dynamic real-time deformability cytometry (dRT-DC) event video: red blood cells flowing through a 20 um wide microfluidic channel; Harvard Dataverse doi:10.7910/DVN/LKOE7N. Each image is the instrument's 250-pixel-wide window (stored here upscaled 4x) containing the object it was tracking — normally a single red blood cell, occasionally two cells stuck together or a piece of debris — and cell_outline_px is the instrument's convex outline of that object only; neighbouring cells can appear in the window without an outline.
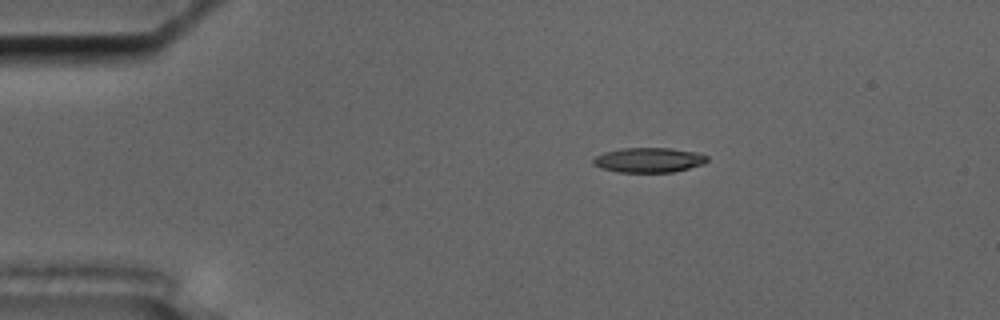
{"species": "common noctule bat (a hibernating species)", "species_latin": "Nyctalus noctula", "temperature_condition": "cold", "stored_images_in_passage": 57, "camera_frame_rate_fps": 3000, "um_per_image_px": 0.085, "animal": {"sex": "male", "body_mass_g": 17.5, "forearm_length_mm": 52.3}, "frame": {"image": 1, "passage_image": 11, "time_ms": 3.333, "image_size_px": [1000, 320], "cell_outline_px": [[708, 160], [704, 164], [672, 172], [620, 172], [600, 168], [592, 164], [592, 160], [596, 156], [604, 152], [620, 148], [672, 148], [696, 152], [708, 156]], "centroid_in_image_um": [55.14, 13.6], "position_along_channel_um": 29.9, "area_um2": 16.53}}
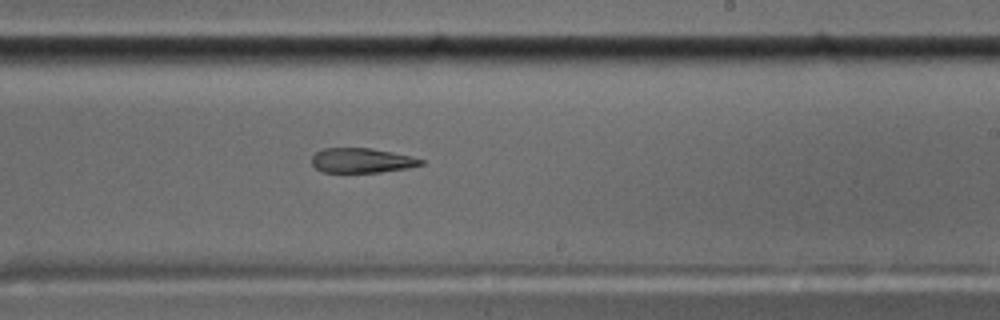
{"frame": {"image": 2, "passage_image": 35, "time_ms": 11.333, "image_size_px": [1000, 320], "cell_outline_px": [[424, 164], [408, 168], [380, 172], [324, 172], [316, 168], [312, 164], [312, 156], [316, 152], [324, 148], [372, 148], [392, 152], [424, 160]], "centroid_in_image_um": [30.74, 13.64], "position_along_channel_um": 258.3, "area_um2": 15.61}}
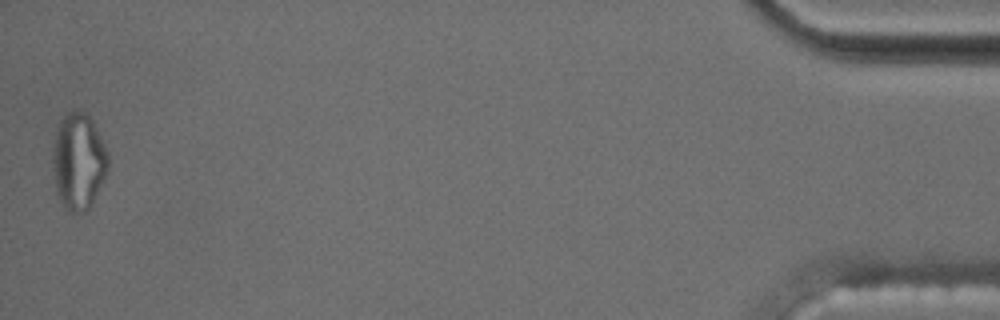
{"frame": {"image": 3, "passage_image": 57, "time_ms": 18.667, "image_size_px": [1000, 320], "cell_outline_px": [[108, 168], [88, 208], [84, 212], [68, 212], [64, 208], [56, 192], [52, 160], [52, 148], [56, 132], [60, 120], [72, 108], [88, 112], [108, 152]], "centroid_in_image_um": [6.64, 13.66], "position_along_channel_um": 428.6, "area_um2": 31.1}}